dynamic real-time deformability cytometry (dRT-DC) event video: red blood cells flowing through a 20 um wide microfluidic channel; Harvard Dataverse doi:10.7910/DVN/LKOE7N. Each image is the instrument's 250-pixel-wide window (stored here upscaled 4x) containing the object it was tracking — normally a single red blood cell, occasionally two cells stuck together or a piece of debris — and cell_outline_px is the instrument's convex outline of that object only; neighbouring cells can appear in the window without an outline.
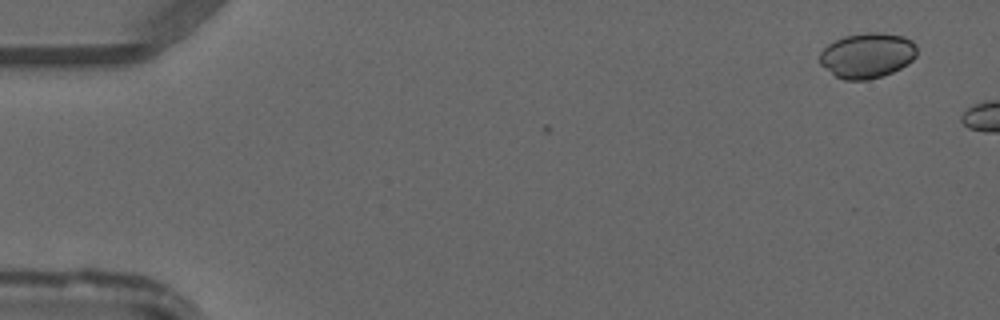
{"species": "common noctule bat (a hibernating species)", "species_latin": "Nyctalus noctula", "temperature_condition": "warm", "stored_images_in_passage": 3, "camera_frame_rate_fps": 3000, "um_per_image_px": 0.085, "animal": {"sex": "male", "forearm_length_mm": 52.5}, "frame": {"image": 1, "passage_image": 3, "time_ms": 0.667, "image_size_px": [1000, 320], "cell_outline_px": [[916, 56], [908, 64], [892, 72], [868, 80], [844, 80], [836, 76], [820, 64], [820, 52], [828, 44], [844, 36], [864, 32], [880, 32], [904, 36], [912, 40], [916, 48]], "centroid_in_image_um": [73.72, 4.7], "position_along_channel_um": 11.3, "area_um2": 25.61}}